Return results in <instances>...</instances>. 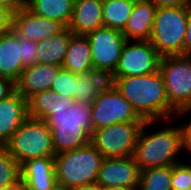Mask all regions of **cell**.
Wrapping results in <instances>:
<instances>
[{
  "label": "cell",
  "instance_id": "obj_1",
  "mask_svg": "<svg viewBox=\"0 0 191 190\" xmlns=\"http://www.w3.org/2000/svg\"><path fill=\"white\" fill-rule=\"evenodd\" d=\"M115 88L145 121L175 120L160 71L142 76L109 78Z\"/></svg>",
  "mask_w": 191,
  "mask_h": 190
},
{
  "label": "cell",
  "instance_id": "obj_2",
  "mask_svg": "<svg viewBox=\"0 0 191 190\" xmlns=\"http://www.w3.org/2000/svg\"><path fill=\"white\" fill-rule=\"evenodd\" d=\"M170 121L172 119L145 121L139 133L133 155L140 171L148 168L172 166L183 160L180 157L181 151H183L181 131L178 125L168 126ZM157 122L164 123L163 128L149 134L147 132L148 127Z\"/></svg>",
  "mask_w": 191,
  "mask_h": 190
},
{
  "label": "cell",
  "instance_id": "obj_3",
  "mask_svg": "<svg viewBox=\"0 0 191 190\" xmlns=\"http://www.w3.org/2000/svg\"><path fill=\"white\" fill-rule=\"evenodd\" d=\"M92 104L76 102L61 113H52L46 120L51 129L55 154L71 151L91 142L93 134Z\"/></svg>",
  "mask_w": 191,
  "mask_h": 190
},
{
  "label": "cell",
  "instance_id": "obj_4",
  "mask_svg": "<svg viewBox=\"0 0 191 190\" xmlns=\"http://www.w3.org/2000/svg\"><path fill=\"white\" fill-rule=\"evenodd\" d=\"M104 157L90 142L54 156V168L60 189L95 183Z\"/></svg>",
  "mask_w": 191,
  "mask_h": 190
},
{
  "label": "cell",
  "instance_id": "obj_5",
  "mask_svg": "<svg viewBox=\"0 0 191 190\" xmlns=\"http://www.w3.org/2000/svg\"><path fill=\"white\" fill-rule=\"evenodd\" d=\"M20 167L27 161L54 157L51 129L44 120L28 117L4 146Z\"/></svg>",
  "mask_w": 191,
  "mask_h": 190
},
{
  "label": "cell",
  "instance_id": "obj_6",
  "mask_svg": "<svg viewBox=\"0 0 191 190\" xmlns=\"http://www.w3.org/2000/svg\"><path fill=\"white\" fill-rule=\"evenodd\" d=\"M189 7H157L150 42L162 56L183 55Z\"/></svg>",
  "mask_w": 191,
  "mask_h": 190
},
{
  "label": "cell",
  "instance_id": "obj_7",
  "mask_svg": "<svg viewBox=\"0 0 191 190\" xmlns=\"http://www.w3.org/2000/svg\"><path fill=\"white\" fill-rule=\"evenodd\" d=\"M159 71L169 104L177 111L175 119L191 112V56H162ZM178 116V117H177Z\"/></svg>",
  "mask_w": 191,
  "mask_h": 190
},
{
  "label": "cell",
  "instance_id": "obj_8",
  "mask_svg": "<svg viewBox=\"0 0 191 190\" xmlns=\"http://www.w3.org/2000/svg\"><path fill=\"white\" fill-rule=\"evenodd\" d=\"M91 116L93 131L116 123H145L112 83L92 103Z\"/></svg>",
  "mask_w": 191,
  "mask_h": 190
},
{
  "label": "cell",
  "instance_id": "obj_9",
  "mask_svg": "<svg viewBox=\"0 0 191 190\" xmlns=\"http://www.w3.org/2000/svg\"><path fill=\"white\" fill-rule=\"evenodd\" d=\"M143 125L144 123H116L94 130L91 143L104 158L133 156Z\"/></svg>",
  "mask_w": 191,
  "mask_h": 190
},
{
  "label": "cell",
  "instance_id": "obj_10",
  "mask_svg": "<svg viewBox=\"0 0 191 190\" xmlns=\"http://www.w3.org/2000/svg\"><path fill=\"white\" fill-rule=\"evenodd\" d=\"M90 43L93 70L110 77L116 70L127 39L122 31L102 27L86 34Z\"/></svg>",
  "mask_w": 191,
  "mask_h": 190
},
{
  "label": "cell",
  "instance_id": "obj_11",
  "mask_svg": "<svg viewBox=\"0 0 191 190\" xmlns=\"http://www.w3.org/2000/svg\"><path fill=\"white\" fill-rule=\"evenodd\" d=\"M160 58L150 41L127 40L122 48L118 66L109 78L155 73L159 70Z\"/></svg>",
  "mask_w": 191,
  "mask_h": 190
},
{
  "label": "cell",
  "instance_id": "obj_12",
  "mask_svg": "<svg viewBox=\"0 0 191 190\" xmlns=\"http://www.w3.org/2000/svg\"><path fill=\"white\" fill-rule=\"evenodd\" d=\"M140 168L133 156L123 158H104L96 183L101 188L121 187L138 189Z\"/></svg>",
  "mask_w": 191,
  "mask_h": 190
},
{
  "label": "cell",
  "instance_id": "obj_13",
  "mask_svg": "<svg viewBox=\"0 0 191 190\" xmlns=\"http://www.w3.org/2000/svg\"><path fill=\"white\" fill-rule=\"evenodd\" d=\"M64 28L60 22L36 15L26 6L13 14V30L20 37L35 42L57 35Z\"/></svg>",
  "mask_w": 191,
  "mask_h": 190
},
{
  "label": "cell",
  "instance_id": "obj_14",
  "mask_svg": "<svg viewBox=\"0 0 191 190\" xmlns=\"http://www.w3.org/2000/svg\"><path fill=\"white\" fill-rule=\"evenodd\" d=\"M62 69L59 65L38 62L25 67L15 83L16 91L28 101L33 95L51 89L53 81Z\"/></svg>",
  "mask_w": 191,
  "mask_h": 190
},
{
  "label": "cell",
  "instance_id": "obj_15",
  "mask_svg": "<svg viewBox=\"0 0 191 190\" xmlns=\"http://www.w3.org/2000/svg\"><path fill=\"white\" fill-rule=\"evenodd\" d=\"M28 117V101L17 91L0 101V147L10 141Z\"/></svg>",
  "mask_w": 191,
  "mask_h": 190
},
{
  "label": "cell",
  "instance_id": "obj_16",
  "mask_svg": "<svg viewBox=\"0 0 191 190\" xmlns=\"http://www.w3.org/2000/svg\"><path fill=\"white\" fill-rule=\"evenodd\" d=\"M21 180L26 190H57L54 157L36 158L20 167Z\"/></svg>",
  "mask_w": 191,
  "mask_h": 190
},
{
  "label": "cell",
  "instance_id": "obj_17",
  "mask_svg": "<svg viewBox=\"0 0 191 190\" xmlns=\"http://www.w3.org/2000/svg\"><path fill=\"white\" fill-rule=\"evenodd\" d=\"M156 4L152 0H136L122 34L129 41H150Z\"/></svg>",
  "mask_w": 191,
  "mask_h": 190
},
{
  "label": "cell",
  "instance_id": "obj_18",
  "mask_svg": "<svg viewBox=\"0 0 191 190\" xmlns=\"http://www.w3.org/2000/svg\"><path fill=\"white\" fill-rule=\"evenodd\" d=\"M103 0H74L73 15L68 29L74 35H86L104 27Z\"/></svg>",
  "mask_w": 191,
  "mask_h": 190
},
{
  "label": "cell",
  "instance_id": "obj_19",
  "mask_svg": "<svg viewBox=\"0 0 191 190\" xmlns=\"http://www.w3.org/2000/svg\"><path fill=\"white\" fill-rule=\"evenodd\" d=\"M24 68L18 34L12 29L0 35V76L16 83Z\"/></svg>",
  "mask_w": 191,
  "mask_h": 190
},
{
  "label": "cell",
  "instance_id": "obj_20",
  "mask_svg": "<svg viewBox=\"0 0 191 190\" xmlns=\"http://www.w3.org/2000/svg\"><path fill=\"white\" fill-rule=\"evenodd\" d=\"M74 97L62 96L51 89L33 95L28 100V116L46 120L52 113H61L76 103Z\"/></svg>",
  "mask_w": 191,
  "mask_h": 190
},
{
  "label": "cell",
  "instance_id": "obj_21",
  "mask_svg": "<svg viewBox=\"0 0 191 190\" xmlns=\"http://www.w3.org/2000/svg\"><path fill=\"white\" fill-rule=\"evenodd\" d=\"M62 68L74 74L93 70L90 43L86 35L72 34Z\"/></svg>",
  "mask_w": 191,
  "mask_h": 190
},
{
  "label": "cell",
  "instance_id": "obj_22",
  "mask_svg": "<svg viewBox=\"0 0 191 190\" xmlns=\"http://www.w3.org/2000/svg\"><path fill=\"white\" fill-rule=\"evenodd\" d=\"M72 32L65 27L60 33L37 42V62L62 66Z\"/></svg>",
  "mask_w": 191,
  "mask_h": 190
},
{
  "label": "cell",
  "instance_id": "obj_23",
  "mask_svg": "<svg viewBox=\"0 0 191 190\" xmlns=\"http://www.w3.org/2000/svg\"><path fill=\"white\" fill-rule=\"evenodd\" d=\"M74 0H26L34 14L60 22L68 27L73 15Z\"/></svg>",
  "mask_w": 191,
  "mask_h": 190
},
{
  "label": "cell",
  "instance_id": "obj_24",
  "mask_svg": "<svg viewBox=\"0 0 191 190\" xmlns=\"http://www.w3.org/2000/svg\"><path fill=\"white\" fill-rule=\"evenodd\" d=\"M76 81V101L91 104L110 83L108 76L94 70L77 74Z\"/></svg>",
  "mask_w": 191,
  "mask_h": 190
},
{
  "label": "cell",
  "instance_id": "obj_25",
  "mask_svg": "<svg viewBox=\"0 0 191 190\" xmlns=\"http://www.w3.org/2000/svg\"><path fill=\"white\" fill-rule=\"evenodd\" d=\"M135 3L136 0H103L102 21L104 27L123 31Z\"/></svg>",
  "mask_w": 191,
  "mask_h": 190
},
{
  "label": "cell",
  "instance_id": "obj_26",
  "mask_svg": "<svg viewBox=\"0 0 191 190\" xmlns=\"http://www.w3.org/2000/svg\"><path fill=\"white\" fill-rule=\"evenodd\" d=\"M137 190H172L171 166L148 168L140 171Z\"/></svg>",
  "mask_w": 191,
  "mask_h": 190
},
{
  "label": "cell",
  "instance_id": "obj_27",
  "mask_svg": "<svg viewBox=\"0 0 191 190\" xmlns=\"http://www.w3.org/2000/svg\"><path fill=\"white\" fill-rule=\"evenodd\" d=\"M20 178V165L5 147H0V188L12 185Z\"/></svg>",
  "mask_w": 191,
  "mask_h": 190
},
{
  "label": "cell",
  "instance_id": "obj_28",
  "mask_svg": "<svg viewBox=\"0 0 191 190\" xmlns=\"http://www.w3.org/2000/svg\"><path fill=\"white\" fill-rule=\"evenodd\" d=\"M172 190L191 189V164L186 160L175 163L171 166Z\"/></svg>",
  "mask_w": 191,
  "mask_h": 190
},
{
  "label": "cell",
  "instance_id": "obj_29",
  "mask_svg": "<svg viewBox=\"0 0 191 190\" xmlns=\"http://www.w3.org/2000/svg\"><path fill=\"white\" fill-rule=\"evenodd\" d=\"M77 74L62 69L53 81L51 90L62 95L76 99Z\"/></svg>",
  "mask_w": 191,
  "mask_h": 190
},
{
  "label": "cell",
  "instance_id": "obj_30",
  "mask_svg": "<svg viewBox=\"0 0 191 190\" xmlns=\"http://www.w3.org/2000/svg\"><path fill=\"white\" fill-rule=\"evenodd\" d=\"M20 43L21 60L24 67L32 66L37 63V42L28 40L18 35Z\"/></svg>",
  "mask_w": 191,
  "mask_h": 190
},
{
  "label": "cell",
  "instance_id": "obj_31",
  "mask_svg": "<svg viewBox=\"0 0 191 190\" xmlns=\"http://www.w3.org/2000/svg\"><path fill=\"white\" fill-rule=\"evenodd\" d=\"M13 14L12 9L0 5V35L13 29Z\"/></svg>",
  "mask_w": 191,
  "mask_h": 190
},
{
  "label": "cell",
  "instance_id": "obj_32",
  "mask_svg": "<svg viewBox=\"0 0 191 190\" xmlns=\"http://www.w3.org/2000/svg\"><path fill=\"white\" fill-rule=\"evenodd\" d=\"M182 138L183 151L187 150L191 154V120L187 123L179 124Z\"/></svg>",
  "mask_w": 191,
  "mask_h": 190
},
{
  "label": "cell",
  "instance_id": "obj_33",
  "mask_svg": "<svg viewBox=\"0 0 191 190\" xmlns=\"http://www.w3.org/2000/svg\"><path fill=\"white\" fill-rule=\"evenodd\" d=\"M16 91L15 83L5 77L0 76V101L8 98Z\"/></svg>",
  "mask_w": 191,
  "mask_h": 190
},
{
  "label": "cell",
  "instance_id": "obj_34",
  "mask_svg": "<svg viewBox=\"0 0 191 190\" xmlns=\"http://www.w3.org/2000/svg\"><path fill=\"white\" fill-rule=\"evenodd\" d=\"M157 7H191L189 0H152Z\"/></svg>",
  "mask_w": 191,
  "mask_h": 190
},
{
  "label": "cell",
  "instance_id": "obj_35",
  "mask_svg": "<svg viewBox=\"0 0 191 190\" xmlns=\"http://www.w3.org/2000/svg\"><path fill=\"white\" fill-rule=\"evenodd\" d=\"M183 55L191 56V7L188 11L187 30L184 38Z\"/></svg>",
  "mask_w": 191,
  "mask_h": 190
},
{
  "label": "cell",
  "instance_id": "obj_36",
  "mask_svg": "<svg viewBox=\"0 0 191 190\" xmlns=\"http://www.w3.org/2000/svg\"><path fill=\"white\" fill-rule=\"evenodd\" d=\"M0 5L9 7L14 12L26 6V0H0Z\"/></svg>",
  "mask_w": 191,
  "mask_h": 190
},
{
  "label": "cell",
  "instance_id": "obj_37",
  "mask_svg": "<svg viewBox=\"0 0 191 190\" xmlns=\"http://www.w3.org/2000/svg\"><path fill=\"white\" fill-rule=\"evenodd\" d=\"M69 190H101V187L95 182L91 184L75 186Z\"/></svg>",
  "mask_w": 191,
  "mask_h": 190
},
{
  "label": "cell",
  "instance_id": "obj_38",
  "mask_svg": "<svg viewBox=\"0 0 191 190\" xmlns=\"http://www.w3.org/2000/svg\"><path fill=\"white\" fill-rule=\"evenodd\" d=\"M0 190H26L24 182L21 178L14 184L0 188Z\"/></svg>",
  "mask_w": 191,
  "mask_h": 190
},
{
  "label": "cell",
  "instance_id": "obj_39",
  "mask_svg": "<svg viewBox=\"0 0 191 190\" xmlns=\"http://www.w3.org/2000/svg\"><path fill=\"white\" fill-rule=\"evenodd\" d=\"M101 190H134V189L121 188V187H107V188H101Z\"/></svg>",
  "mask_w": 191,
  "mask_h": 190
}]
</instances>
